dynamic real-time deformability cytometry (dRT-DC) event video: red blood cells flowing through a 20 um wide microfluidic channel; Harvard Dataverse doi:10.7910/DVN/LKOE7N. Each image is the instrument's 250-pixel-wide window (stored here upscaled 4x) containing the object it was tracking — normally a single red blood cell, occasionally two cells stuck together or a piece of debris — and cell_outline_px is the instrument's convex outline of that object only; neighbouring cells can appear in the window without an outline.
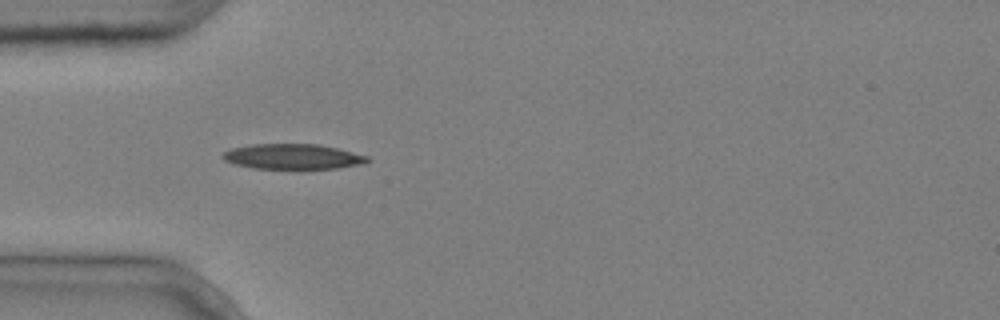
{"species": "common noctule bat (a hibernating species)", "species_latin": "Nyctalus noctula", "temperature_condition": "cold", "stored_images_in_passage": 5, "camera_frame_rate_fps": 3000, "um_per_image_px": 0.085, "animal": {"sex": "male", "body_mass_g": 20.4}, "frame": {"image": 1, "passage_image": 4, "time_ms": 1.0, "image_size_px": [1000, 320], "cell_outline_px": [[372, 160], [364, 164], [336, 168], [252, 168], [236, 164], [224, 160], [220, 156], [224, 152], [232, 148], [252, 144], [320, 144], [368, 156]], "centroid_in_image_um": [24.9, 13.3], "position_along_channel_um": 60.1, "area_um2": 21.15}}